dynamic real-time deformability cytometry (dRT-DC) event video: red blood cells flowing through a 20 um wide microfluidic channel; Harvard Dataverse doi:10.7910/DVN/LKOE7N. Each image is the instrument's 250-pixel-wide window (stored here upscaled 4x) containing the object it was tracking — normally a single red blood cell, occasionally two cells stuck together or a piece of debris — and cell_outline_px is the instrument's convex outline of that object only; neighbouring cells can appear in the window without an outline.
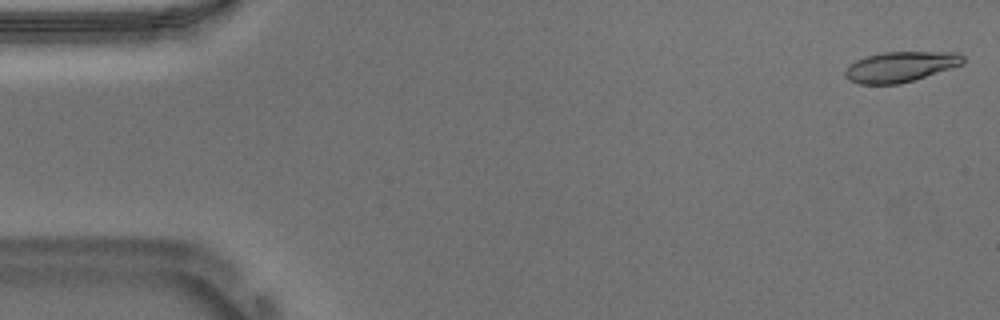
{"species": "Egyptian fruit bat (a non-hibernating species)", "species_latin": "Rousettus aegyptiacus", "temperature_condition": "warm", "stored_images_in_passage": 53, "camera_frame_rate_fps": 3000, "um_per_image_px": 0.085, "animal": {"sex": "male"}, "frame": {"image": 1, "passage_image": 1, "time_ms": 0.0, "image_size_px": [1000, 320], "cell_outline_px": [[964, 64], [900, 84], [860, 84], [848, 80], [844, 76], [844, 72], [856, 60], [880, 52], [960, 52], [964, 56]], "centroid_in_image_um": [76.56, 5.67], "position_along_channel_um": 8.4, "area_um2": 20.81}}
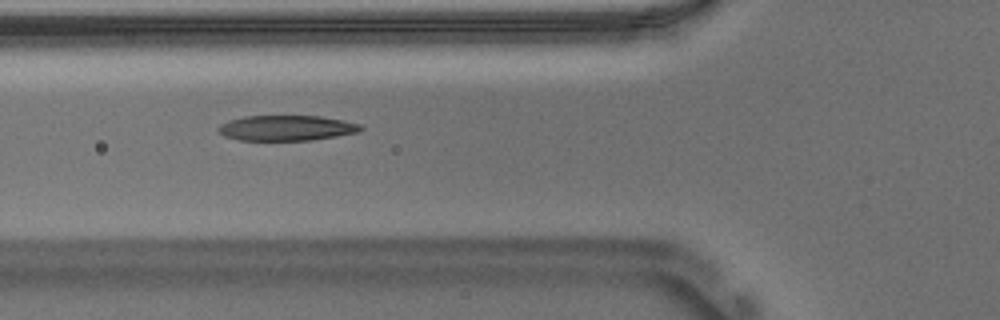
{"frame": {"image": 2, "passage_image": 19, "time_ms": 6.0, "image_size_px": [1000, 320], "cell_outline_px": [[364, 128], [360, 132], [312, 140], [240, 140], [224, 136], [216, 128], [220, 124], [228, 120], [244, 116], [320, 116], [344, 120], [360, 124]], "centroid_in_image_um": [24.36, 10.87], "position_along_channel_um": 101.4, "area_um2": 21.1}}
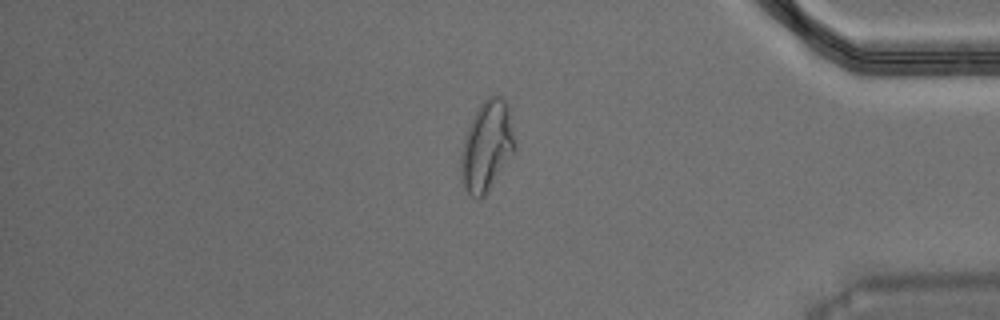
{"frame": {"image": 3, "passage_image": 45, "time_ms": 14.667, "image_size_px": [1000, 320], "cell_outline_px": [[516, 148], [484, 196], [480, 200], [476, 200], [468, 192], [460, 180], [460, 156], [464, 140], [468, 128], [480, 104], [488, 96], [500, 96], [508, 104], [516, 144]], "centroid_in_image_um": [41.37, 12.43], "position_along_channel_um": 393.8, "area_um2": 28.09}, "authors_computed_cell_mechanics": {"area_um2": 21.9062, "velocity_mm_per_s": 3.7086, "shape_relaxation_time_tau1_ms": null, "shape_relaxation_time_tau2_ms": 1.7633, "deformation_change_tau1": null, "deformation_change_tau2": 0.089}}